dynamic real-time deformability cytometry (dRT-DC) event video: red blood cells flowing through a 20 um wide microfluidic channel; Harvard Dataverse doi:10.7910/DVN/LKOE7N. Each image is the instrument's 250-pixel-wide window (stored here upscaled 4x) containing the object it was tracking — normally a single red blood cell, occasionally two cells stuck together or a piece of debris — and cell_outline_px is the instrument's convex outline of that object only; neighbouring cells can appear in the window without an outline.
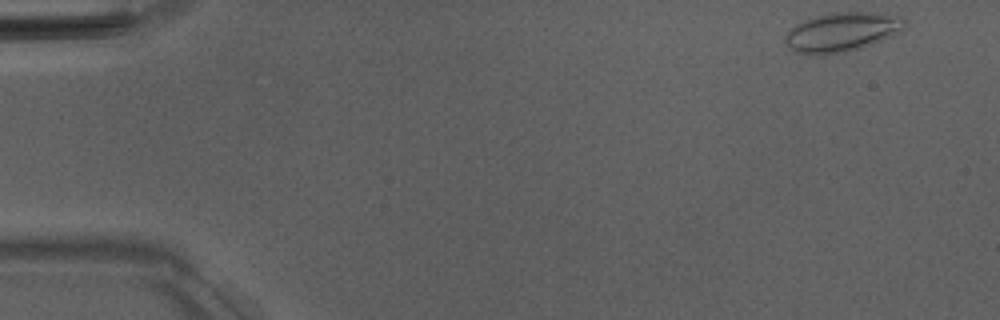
{"species": "Egyptian fruit bat (a non-hibernating species)", "species_latin": "Rousettus aegyptiacus", "temperature_condition": "room temperature", "stored_images_in_passage": 49, "camera_frame_rate_fps": 3000, "um_per_image_px": 0.085, "animal": {"sex": "male"}, "frame": {"image": 1, "passage_image": 1, "time_ms": 0.0, "image_size_px": [1000, 320], "cell_outline_px": [[908, 20], [904, 28], [880, 40], [860, 48], [844, 52], [824, 56], [816, 56], [792, 52], [784, 40], [788, 32], [796, 24], [804, 20], [832, 12], [876, 12], [900, 16]], "centroid_in_image_um": [71.53, 2.73], "position_along_channel_um": 13.5, "area_um2": 27.34}}
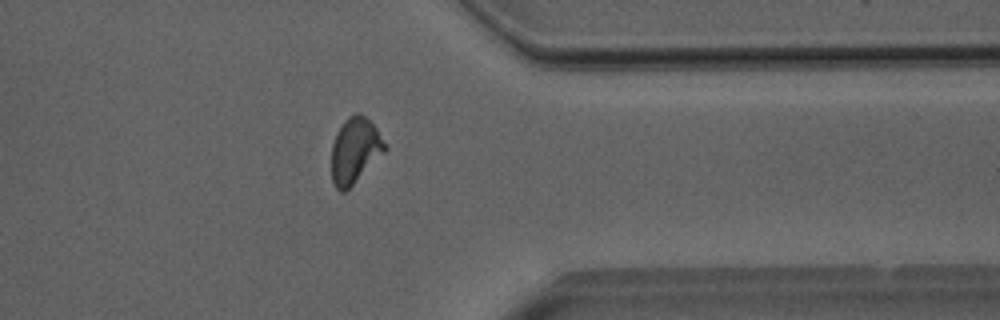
{"frame": {"image": 2, "passage_image": 39, "time_ms": 12.667, "image_size_px": [1000, 320], "cell_outline_px": [[388, 148], [344, 192], [340, 192], [336, 188], [332, 180], [332, 144], [336, 132], [344, 120], [348, 116], [356, 112], [360, 112], [376, 128]], "centroid_in_image_um": [30.15, 12.76], "position_along_channel_um": 381.3, "area_um2": 20.06}}
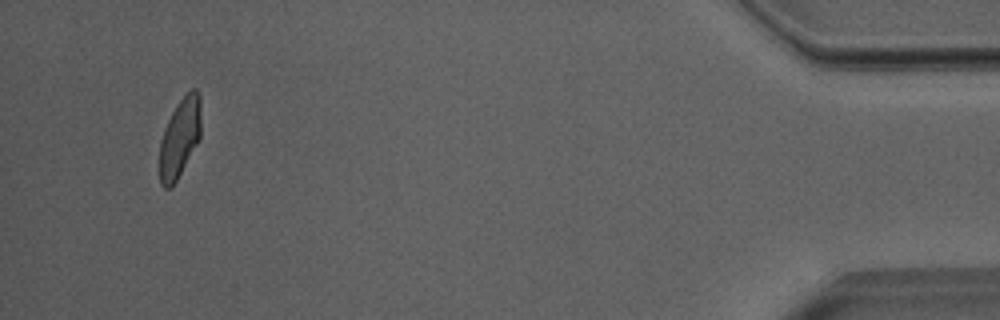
{"frame": {"image": 3, "passage_image": 47, "time_ms": 15.333, "image_size_px": [1000, 320], "cell_outline_px": [[200, 136], [196, 144], [172, 188], [164, 188], [160, 184], [160, 140], [164, 128], [176, 104], [192, 88], [196, 88], [200, 96]], "centroid_in_image_um": [15.27, 11.7], "position_along_channel_um": 419.9, "area_um2": 18.84}, "authors_computed_cell_mechanics": {"area_um2": 20.3456, "velocity_mm_per_s": 3.9964, "shape_relaxation_time_tau1_ms": 6.7348, "shape_relaxation_time_tau2_ms": 0.8989, "deformation_change_tau1": 0.1838, "deformation_change_tau2": 0.0702}}